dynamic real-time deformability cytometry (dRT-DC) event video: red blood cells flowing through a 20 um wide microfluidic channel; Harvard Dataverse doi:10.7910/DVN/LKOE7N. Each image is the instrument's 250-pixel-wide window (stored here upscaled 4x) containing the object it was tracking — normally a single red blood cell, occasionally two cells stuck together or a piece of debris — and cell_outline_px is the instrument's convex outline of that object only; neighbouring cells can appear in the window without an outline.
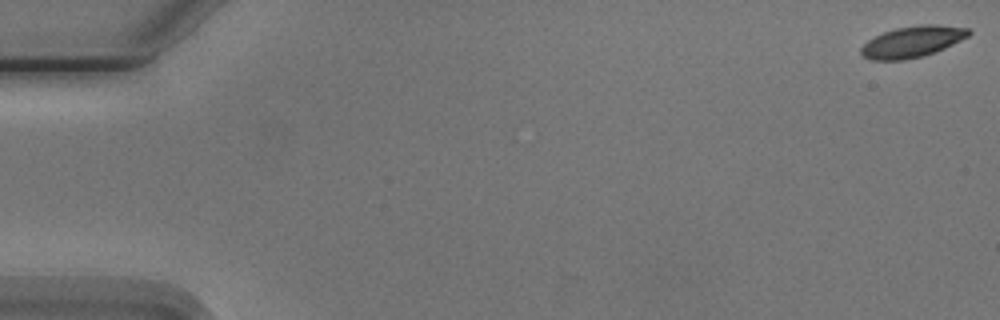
{"species": "Egyptian fruit bat (a non-hibernating species)", "species_latin": "Rousettus aegyptiacus", "temperature_condition": "cold", "stored_images_in_passage": 6, "camera_frame_rate_fps": 3000, "um_per_image_px": 0.085, "animal": {"sex": "male"}, "frame": {"image": 1, "passage_image": 1, "time_ms": 0.0, "image_size_px": [1000, 320], "cell_outline_px": [[972, 32], [968, 36], [944, 48], [920, 56], [904, 60], [872, 60], [864, 56], [860, 52], [860, 48], [868, 40], [884, 32], [896, 28], [924, 24], [936, 24], [968, 28]], "centroid_in_image_um": [77.54, 3.54], "position_along_channel_um": 7.5, "area_um2": 19.25}}
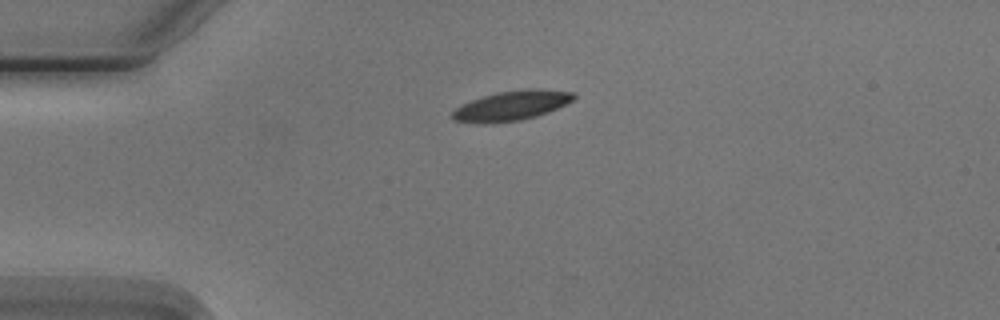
{"frame": {"image": 2, "passage_image": 4, "time_ms": 4.333, "image_size_px": [1000, 320], "cell_outline_px": [[576, 96], [572, 100], [556, 108], [536, 116], [520, 120], [452, 120], [452, 112], [460, 104], [496, 92], [524, 88], [536, 88], [576, 92]], "centroid_in_image_um": [43.57, 8.9], "position_along_channel_um": 41.4, "area_um2": 20.06}}
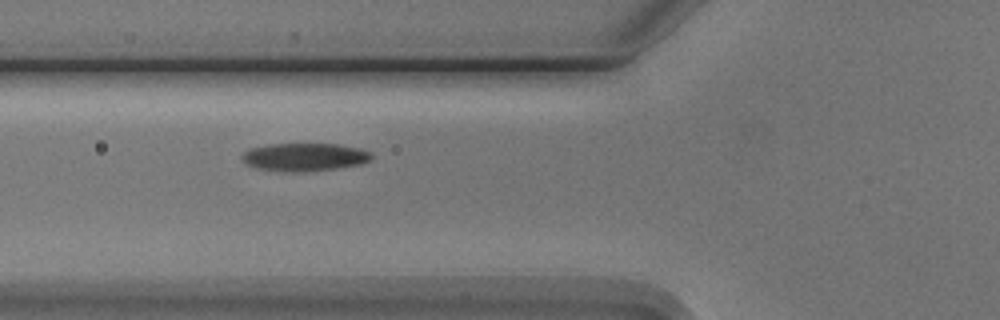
{"frame": {"image": 3, "passage_image": 6, "time_ms": 6.667, "image_size_px": [1000, 320], "cell_outline_px": [[372, 160], [360, 164], [336, 168], [304, 172], [284, 172], [256, 168], [248, 164], [240, 156], [248, 148], [268, 144], [336, 144], [360, 148], [372, 152]], "centroid_in_image_um": [25.88, 13.35], "position_along_channel_um": 99.9, "area_um2": 21.27}}